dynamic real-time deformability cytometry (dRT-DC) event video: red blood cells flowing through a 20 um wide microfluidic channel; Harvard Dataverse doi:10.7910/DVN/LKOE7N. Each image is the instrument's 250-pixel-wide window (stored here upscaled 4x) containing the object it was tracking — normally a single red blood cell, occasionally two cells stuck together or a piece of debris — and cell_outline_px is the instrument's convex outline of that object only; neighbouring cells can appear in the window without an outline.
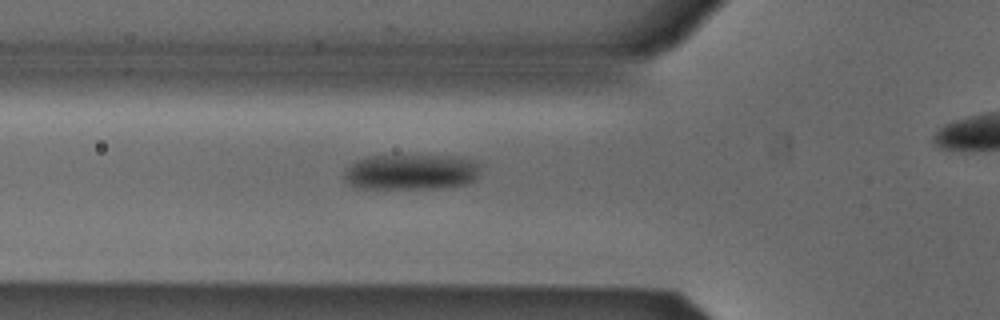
{"species": "Egyptian fruit bat (a non-hibernating species)", "species_latin": "Rousettus aegyptiacus", "temperature_condition": "cold", "stored_images_in_passage": 27, "camera_frame_rate_fps": 3000, "um_per_image_px": 0.085, "animal": {"sex": "male"}, "frame": {"image": 1, "passage_image": 3, "time_ms": 0.667, "image_size_px": [1000, 320], "cell_outline_px": [[480, 168], [476, 180], [468, 184], [452, 188], [356, 188], [348, 184], [344, 180], [344, 172], [356, 160], [368, 156], [460, 156], [472, 160], [480, 164]], "centroid_in_image_um": [34.99, 14.63], "position_along_channel_um": 90.8, "area_um2": 28.61}}
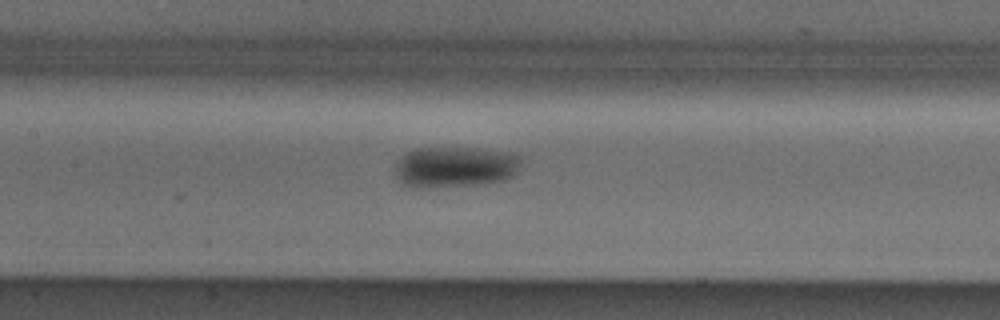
{"frame": {"image": 2, "passage_image": 9, "time_ms": 2.667, "image_size_px": [1000, 320], "cell_outline_px": [[520, 164], [516, 176], [504, 180], [476, 184], [404, 184], [396, 176], [396, 160], [404, 152], [416, 148], [480, 148], [516, 152], [520, 156]], "centroid_in_image_um": [38.78, 14.1], "position_along_channel_um": 168.6, "area_um2": 29.36}}
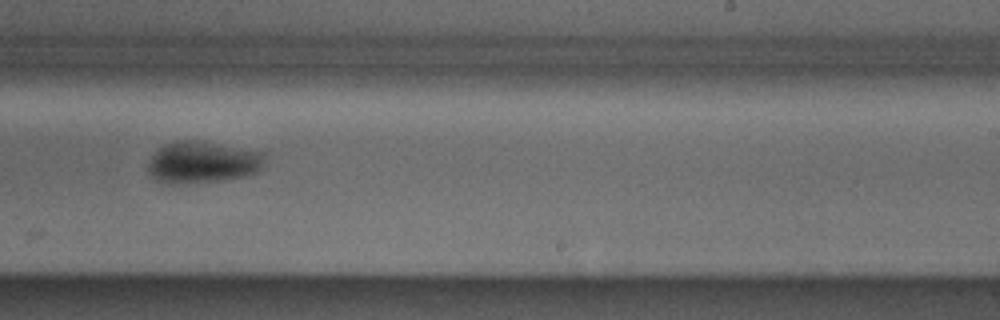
{"frame": {"image": 3, "passage_image": 17, "time_ms": 5.333, "image_size_px": [1000, 320], "cell_outline_px": [[268, 152], [260, 172], [244, 176], [216, 180], [156, 180], [148, 172], [148, 164], [152, 156], [164, 144], [176, 140], [200, 140]], "centroid_in_image_um": [17.33, 13.71], "position_along_channel_um": 271.7, "area_um2": 27.74}}